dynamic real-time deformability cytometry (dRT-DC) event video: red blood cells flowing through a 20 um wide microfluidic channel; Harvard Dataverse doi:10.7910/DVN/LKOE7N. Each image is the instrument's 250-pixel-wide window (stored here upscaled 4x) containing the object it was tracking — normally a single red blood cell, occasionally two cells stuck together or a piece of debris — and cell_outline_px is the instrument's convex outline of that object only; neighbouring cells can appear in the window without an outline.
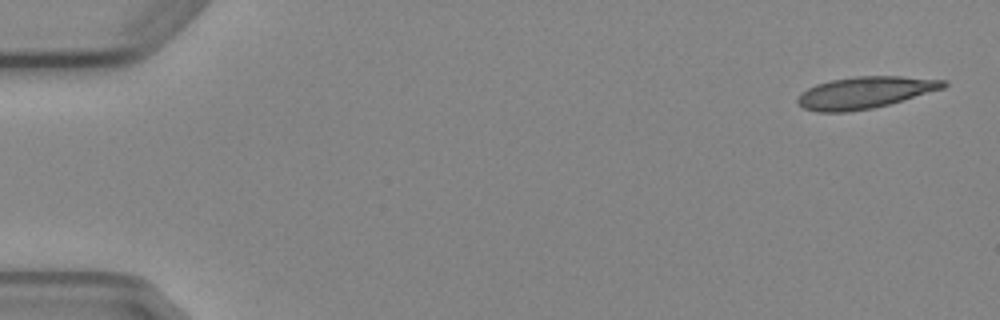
{"species": "Egyptian fruit bat (a non-hibernating species)", "species_latin": "Rousettus aegyptiacus", "temperature_condition": "cold", "stored_images_in_passage": 5, "camera_frame_rate_fps": 3000, "um_per_image_px": 0.085, "animal": {"sex": "female"}, "frame": {"image": 1, "passage_image": 1, "time_ms": 0.0, "image_size_px": [1000, 320], "cell_outline_px": [[948, 84], [944, 88], [888, 104], [872, 108], [848, 112], [816, 112], [804, 108], [796, 100], [800, 92], [816, 84], [832, 80], [856, 76], [900, 76], [948, 80]], "centroid_in_image_um": [73.51, 7.86], "position_along_channel_um": 11.5, "area_um2": 26.93}}
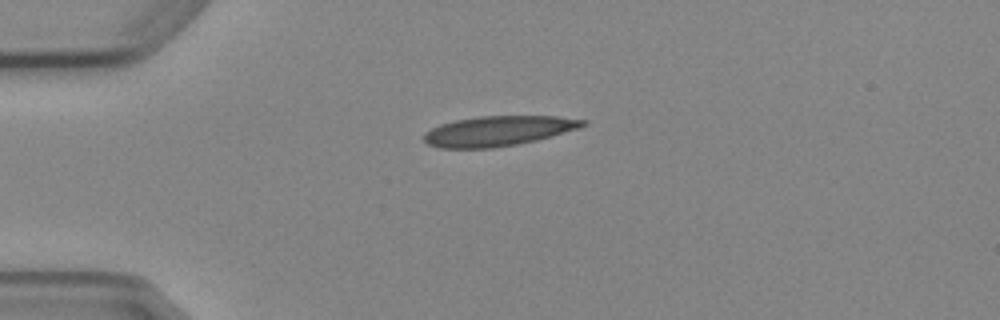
{"frame": {"image": 2, "passage_image": 4, "time_ms": 3.667, "image_size_px": [1000, 320], "cell_outline_px": [[588, 124], [580, 128], [552, 136], [536, 140], [516, 144], [492, 148], [440, 148], [428, 144], [424, 140], [424, 132], [440, 124], [456, 120], [480, 116], [556, 116], [588, 120]], "centroid_in_image_um": [42.37, 11.13], "position_along_channel_um": 42.6, "area_um2": 27.8}}